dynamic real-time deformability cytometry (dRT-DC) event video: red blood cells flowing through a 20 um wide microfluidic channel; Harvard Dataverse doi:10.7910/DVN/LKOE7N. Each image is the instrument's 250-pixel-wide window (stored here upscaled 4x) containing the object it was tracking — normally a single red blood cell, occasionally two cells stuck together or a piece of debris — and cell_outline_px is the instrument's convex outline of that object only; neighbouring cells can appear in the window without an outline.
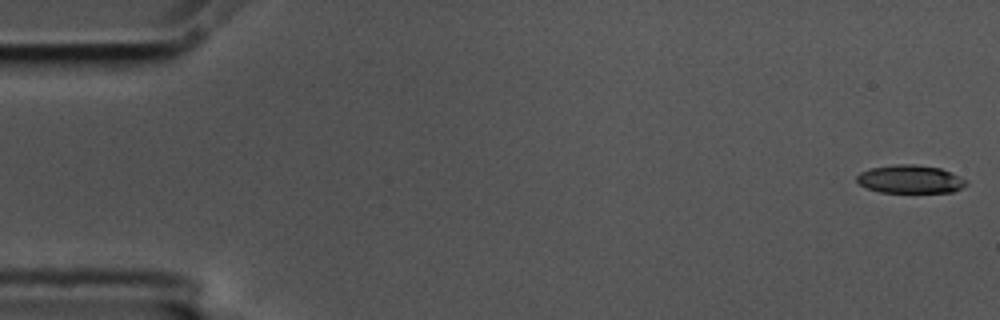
{"species": "common noctule bat (a hibernating species)", "species_latin": "Nyctalus noctula", "temperature_condition": "cold", "stored_images_in_passage": 57, "camera_frame_rate_fps": 3000, "um_per_image_px": 0.085, "animal": {"sex": "male", "body_mass_g": 17.5, "forearm_length_mm": 52.3}, "frame": {"image": 1, "passage_image": 1, "time_ms": 0.0, "image_size_px": [1000, 320], "cell_outline_px": [[968, 184], [952, 192], [880, 192], [868, 188], [860, 184], [856, 180], [856, 176], [860, 172], [868, 168], [896, 164], [916, 164], [940, 168], [968, 180]], "centroid_in_image_um": [77.35, 15.22], "position_along_channel_um": 7.6, "area_um2": 17.98}}
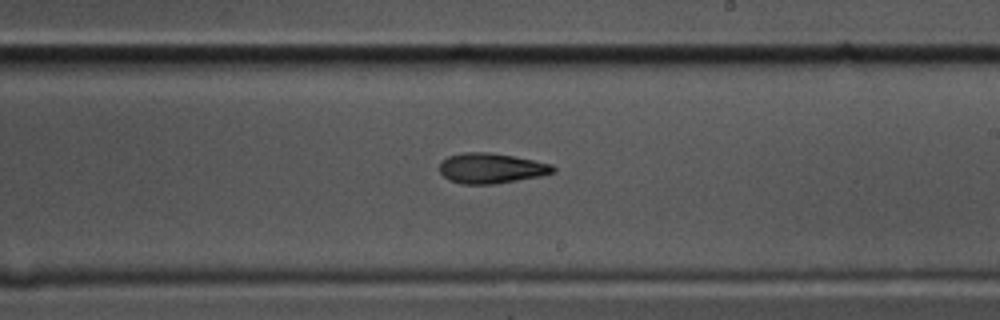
{"frame": {"image": 2, "passage_image": 33, "time_ms": 10.667, "image_size_px": [1000, 320], "cell_outline_px": [[556, 172], [544, 176], [492, 184], [460, 184], [448, 180], [440, 172], [440, 164], [448, 156], [464, 152], [492, 152], [552, 164], [556, 168]], "centroid_in_image_um": [41.78, 14.31], "position_along_channel_um": 247.2, "area_um2": 20.11}}
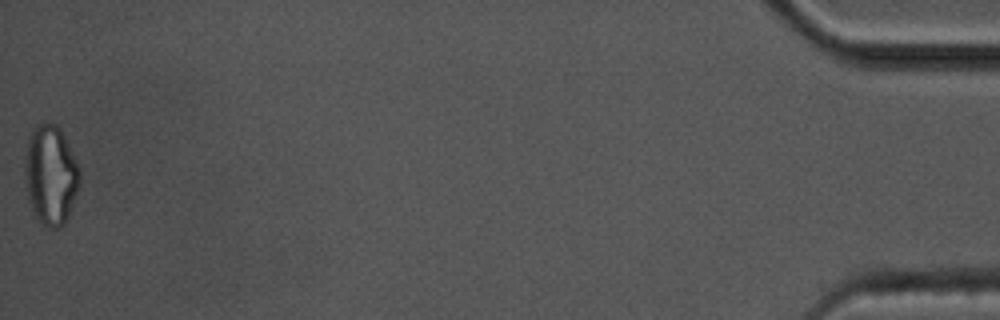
{"frame": {"image": 3, "passage_image": 57, "time_ms": 18.667, "image_size_px": [1000, 320], "cell_outline_px": [[80, 184], [68, 216], [64, 224], [60, 228], [48, 228], [32, 212], [28, 200], [24, 180], [24, 156], [28, 132], [36, 124], [56, 124], [60, 128], [80, 168]], "centroid_in_image_um": [4.27, 14.85], "position_along_channel_um": 430.9, "area_um2": 32.37}, "authors_computed_cell_mechanics": {"area_um2": 20.23, "velocity_mm_per_s": 3.5354, "shape_relaxation_time_tau1_ms": 4.4705, "shape_relaxation_time_tau2_ms": 8.8229, "deformation_change_tau1": 0.1561, "deformation_change_tau2": 0.1649}}